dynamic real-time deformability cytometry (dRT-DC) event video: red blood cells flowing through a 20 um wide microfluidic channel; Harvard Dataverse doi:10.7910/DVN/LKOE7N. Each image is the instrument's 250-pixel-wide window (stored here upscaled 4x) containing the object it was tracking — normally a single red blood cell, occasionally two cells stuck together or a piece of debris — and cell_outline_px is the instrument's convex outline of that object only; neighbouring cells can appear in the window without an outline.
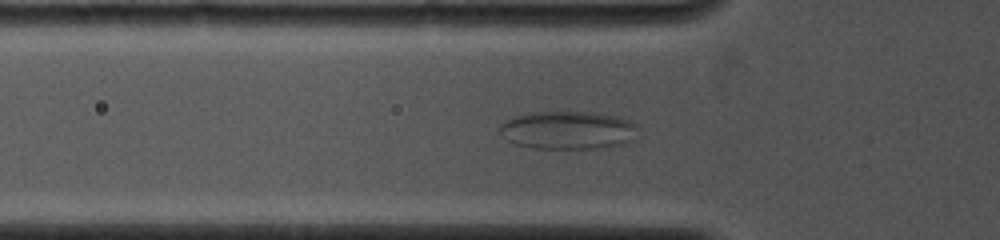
{"species": "common noctule bat (a hibernating species)", "species_latin": "Nyctalus noctula", "temperature_condition": "cold", "stored_images_in_passage": 86, "camera_frame_rate_fps": 4000, "um_per_image_px": 0.085, "animal": {"sex": "female", "body_mass_g": 19.0, "forearm_length_mm": 53.3}, "frame": {"image": 1, "passage_image": 21, "time_ms": 3.5, "image_size_px": [1000, 240], "cell_outline_px": [[636, 128], [624, 144], [596, 148], [532, 148], [516, 144], [508, 140], [500, 132], [500, 124], [504, 120], [528, 112], [592, 112], [616, 116], [632, 120], [636, 124]], "centroid_in_image_um": [48.21, 11.05], "position_along_channel_um": 77.6, "area_um2": 30.35}}
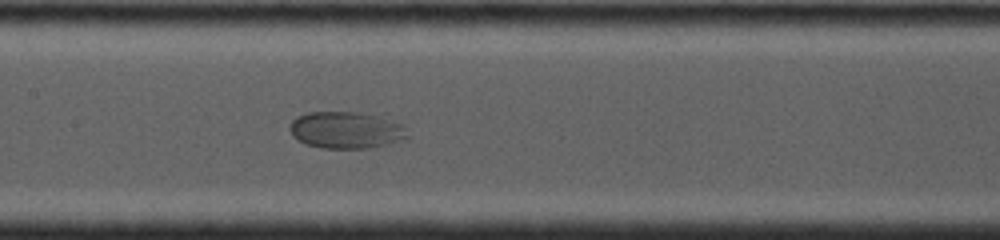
{"frame": {"image": 2, "passage_image": 35, "time_ms": 6.0, "image_size_px": [1000, 240], "cell_outline_px": [[408, 136], [400, 140], [368, 148], [324, 148], [304, 144], [296, 140], [292, 136], [288, 128], [292, 120], [296, 116], [308, 112], [356, 112], [376, 116], [404, 124]], "centroid_in_image_um": [29.34, 11.05], "position_along_channel_um": 178.1, "area_um2": 25.2}}
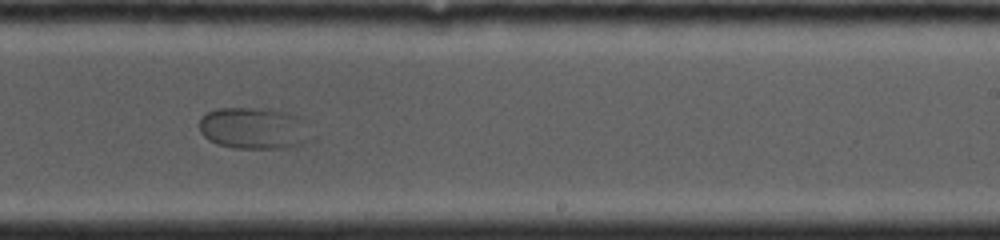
{"frame": {"image": 3, "passage_image": 50, "time_ms": 8.25, "image_size_px": [1000, 240], "cell_outline_px": [[308, 120], [300, 144], [280, 148], [236, 148], [216, 144], [208, 140], [200, 132], [200, 120], [208, 112], [220, 108], [268, 108], [300, 116]], "centroid_in_image_um": [21.49, 10.88], "position_along_channel_um": 267.5, "area_um2": 26.53}}